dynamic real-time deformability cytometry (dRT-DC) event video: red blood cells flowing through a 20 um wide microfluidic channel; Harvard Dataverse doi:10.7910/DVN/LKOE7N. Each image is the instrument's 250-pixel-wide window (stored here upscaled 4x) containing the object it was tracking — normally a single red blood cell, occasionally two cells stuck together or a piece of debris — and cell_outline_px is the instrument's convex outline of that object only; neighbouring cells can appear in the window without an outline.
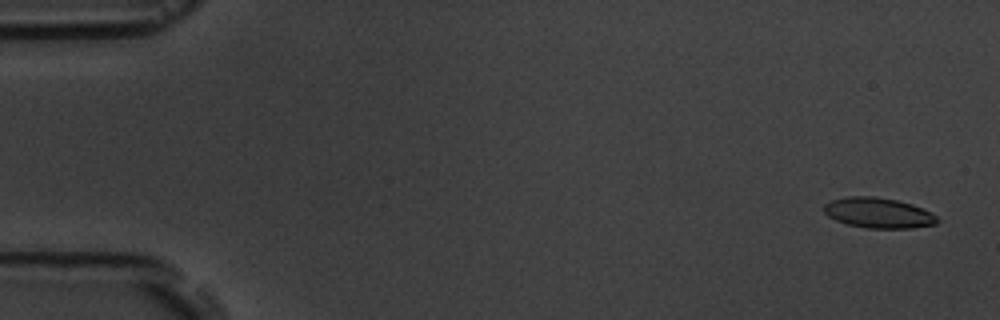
{"species": "common noctule bat (a hibernating species)", "species_latin": "Nyctalus noctula", "temperature_condition": "room temperature", "stored_images_in_passage": 5, "camera_frame_rate_fps": 3000, "um_per_image_px": 0.085, "animal": {"sex": "male", "body_mass_g": 19.5, "forearm_length_mm": 54.6}, "frame": {"image": 1, "passage_image": 1, "time_ms": 0.0, "image_size_px": [1000, 320], "cell_outline_px": [[940, 220], [936, 224], [912, 228], [868, 228], [848, 224], [836, 220], [828, 216], [824, 212], [824, 204], [832, 200], [848, 196], [876, 196], [896, 200], [912, 204], [932, 212]], "centroid_in_image_um": [74.68, 18.09], "position_along_channel_um": 10.3, "area_um2": 20.06}}
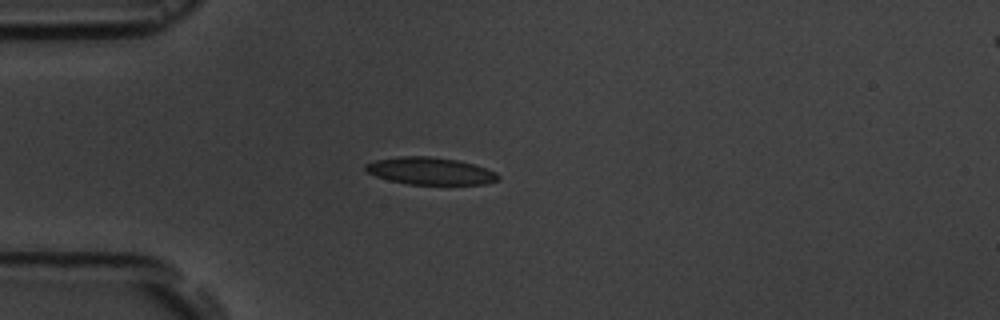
{"frame": {"image": 2, "passage_image": 5, "time_ms": 4.333, "image_size_px": [1000, 320], "cell_outline_px": [[500, 180], [484, 184], [408, 184], [388, 180], [364, 172], [364, 164], [376, 160], [400, 156], [428, 156], [460, 160], [496, 172], [500, 176]], "centroid_in_image_um": [36.54, 14.53], "position_along_channel_um": 48.5, "area_um2": 21.15}}